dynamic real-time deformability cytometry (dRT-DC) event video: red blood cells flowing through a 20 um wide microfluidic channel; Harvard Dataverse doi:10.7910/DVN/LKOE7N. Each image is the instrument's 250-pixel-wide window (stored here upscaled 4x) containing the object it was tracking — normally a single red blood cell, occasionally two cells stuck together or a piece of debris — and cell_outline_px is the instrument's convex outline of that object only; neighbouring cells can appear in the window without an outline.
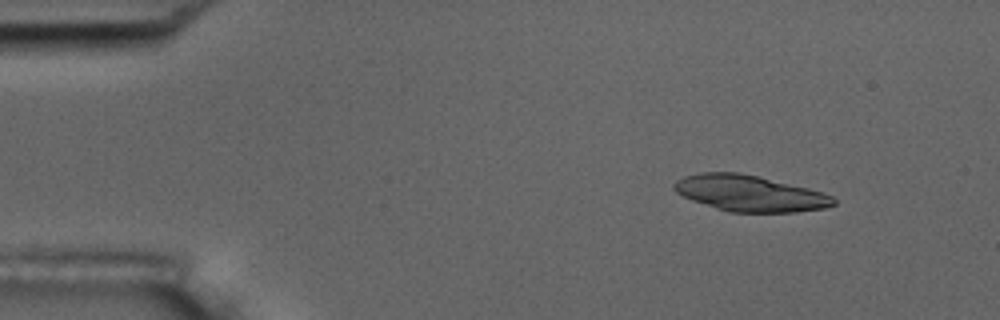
{"species": "common noctule bat (a hibernating species)", "species_latin": "Nyctalus noctula", "temperature_condition": "room temperature", "stored_images_in_passage": 5, "camera_frame_rate_fps": 3000, "um_per_image_px": 0.085, "animal": {"sex": "male", "body_mass_g": 17.5, "forearm_length_mm": 52.3}, "frame": {"image": 1, "passage_image": 2, "time_ms": 1.333, "image_size_px": [1000, 320], "cell_outline_px": [[836, 204], [824, 208], [796, 212], [728, 212], [692, 200], [676, 192], [672, 188], [672, 184], [676, 180], [684, 176], [700, 172], [740, 172], [808, 188], [832, 196], [836, 200]], "centroid_in_image_um": [63.69, 16.43], "position_along_channel_um": 21.3, "area_um2": 33.41}}